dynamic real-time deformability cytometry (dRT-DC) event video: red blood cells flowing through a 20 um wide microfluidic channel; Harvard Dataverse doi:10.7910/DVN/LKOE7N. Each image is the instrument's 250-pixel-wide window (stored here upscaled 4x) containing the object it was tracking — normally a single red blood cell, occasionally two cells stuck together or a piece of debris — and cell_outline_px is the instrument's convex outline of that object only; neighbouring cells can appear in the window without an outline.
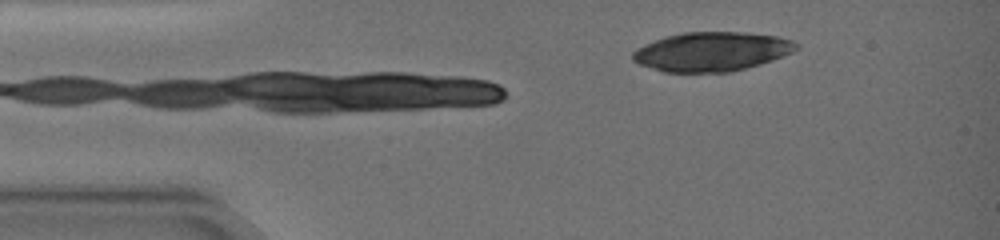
{"species": "common noctule bat (a hibernating species)", "species_latin": "Nyctalus noctula", "temperature_condition": "warm", "stored_images_in_passage": 8, "camera_frame_rate_fps": 3000, "um_per_image_px": 0.085, "animal": {"sex": "female", "body_mass_g": 19.0, "forearm_length_mm": 51.5}, "frame": {"image": 1, "passage_image": 8, "time_ms": 4.667, "image_size_px": [1000, 240], "cell_outline_px": [[800, 48], [784, 56], [760, 64], [728, 72], [664, 72], [640, 64], [632, 60], [632, 52], [636, 48], [644, 44], [664, 36], [684, 32], [748, 32], [780, 36], [792, 40], [800, 44]], "centroid_in_image_um": [60.52, 4.37], "position_along_channel_um": 24.5, "area_um2": 37.63}}